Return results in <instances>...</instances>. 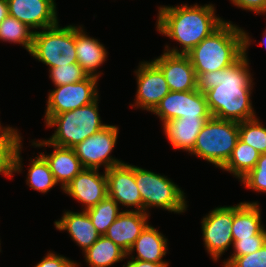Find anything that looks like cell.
<instances>
[{
  "label": "cell",
  "mask_w": 266,
  "mask_h": 267,
  "mask_svg": "<svg viewBox=\"0 0 266 267\" xmlns=\"http://www.w3.org/2000/svg\"><path fill=\"white\" fill-rule=\"evenodd\" d=\"M167 241L159 230L148 224L131 246L127 257L154 263H168L163 260L168 251ZM134 251L136 257L132 255Z\"/></svg>",
  "instance_id": "cell-22"
},
{
  "label": "cell",
  "mask_w": 266,
  "mask_h": 267,
  "mask_svg": "<svg viewBox=\"0 0 266 267\" xmlns=\"http://www.w3.org/2000/svg\"><path fill=\"white\" fill-rule=\"evenodd\" d=\"M97 169H83L67 187L63 193L71 196L79 203L84 204L83 210H87L108 196L107 177L100 174Z\"/></svg>",
  "instance_id": "cell-16"
},
{
  "label": "cell",
  "mask_w": 266,
  "mask_h": 267,
  "mask_svg": "<svg viewBox=\"0 0 266 267\" xmlns=\"http://www.w3.org/2000/svg\"><path fill=\"white\" fill-rule=\"evenodd\" d=\"M233 206L216 207L201 221L206 252L217 262L232 245Z\"/></svg>",
  "instance_id": "cell-11"
},
{
  "label": "cell",
  "mask_w": 266,
  "mask_h": 267,
  "mask_svg": "<svg viewBox=\"0 0 266 267\" xmlns=\"http://www.w3.org/2000/svg\"><path fill=\"white\" fill-rule=\"evenodd\" d=\"M87 77V73L78 63L60 65L49 69V78L55 87L80 82Z\"/></svg>",
  "instance_id": "cell-31"
},
{
  "label": "cell",
  "mask_w": 266,
  "mask_h": 267,
  "mask_svg": "<svg viewBox=\"0 0 266 267\" xmlns=\"http://www.w3.org/2000/svg\"><path fill=\"white\" fill-rule=\"evenodd\" d=\"M266 243V229L260 234L253 235L251 238L238 239L233 243V253L230 258H227L223 262L225 267L233 258L245 256L259 250Z\"/></svg>",
  "instance_id": "cell-33"
},
{
  "label": "cell",
  "mask_w": 266,
  "mask_h": 267,
  "mask_svg": "<svg viewBox=\"0 0 266 267\" xmlns=\"http://www.w3.org/2000/svg\"><path fill=\"white\" fill-rule=\"evenodd\" d=\"M84 253L89 267H110L128 258L127 253L107 237L100 236Z\"/></svg>",
  "instance_id": "cell-25"
},
{
  "label": "cell",
  "mask_w": 266,
  "mask_h": 267,
  "mask_svg": "<svg viewBox=\"0 0 266 267\" xmlns=\"http://www.w3.org/2000/svg\"><path fill=\"white\" fill-rule=\"evenodd\" d=\"M137 91L134 105L136 109L152 112L162 98L170 92L162 71L152 61L140 62L135 71Z\"/></svg>",
  "instance_id": "cell-12"
},
{
  "label": "cell",
  "mask_w": 266,
  "mask_h": 267,
  "mask_svg": "<svg viewBox=\"0 0 266 267\" xmlns=\"http://www.w3.org/2000/svg\"><path fill=\"white\" fill-rule=\"evenodd\" d=\"M225 267H266V243L251 254L233 258Z\"/></svg>",
  "instance_id": "cell-34"
},
{
  "label": "cell",
  "mask_w": 266,
  "mask_h": 267,
  "mask_svg": "<svg viewBox=\"0 0 266 267\" xmlns=\"http://www.w3.org/2000/svg\"><path fill=\"white\" fill-rule=\"evenodd\" d=\"M75 25L61 27L59 22L34 32L31 56L50 68L77 63Z\"/></svg>",
  "instance_id": "cell-7"
},
{
  "label": "cell",
  "mask_w": 266,
  "mask_h": 267,
  "mask_svg": "<svg viewBox=\"0 0 266 267\" xmlns=\"http://www.w3.org/2000/svg\"><path fill=\"white\" fill-rule=\"evenodd\" d=\"M152 62L162 71L170 91L197 89V76L187 54H172L164 51Z\"/></svg>",
  "instance_id": "cell-14"
},
{
  "label": "cell",
  "mask_w": 266,
  "mask_h": 267,
  "mask_svg": "<svg viewBox=\"0 0 266 267\" xmlns=\"http://www.w3.org/2000/svg\"><path fill=\"white\" fill-rule=\"evenodd\" d=\"M239 139L259 154L266 153V127L257 117L239 123Z\"/></svg>",
  "instance_id": "cell-30"
},
{
  "label": "cell",
  "mask_w": 266,
  "mask_h": 267,
  "mask_svg": "<svg viewBox=\"0 0 266 267\" xmlns=\"http://www.w3.org/2000/svg\"><path fill=\"white\" fill-rule=\"evenodd\" d=\"M239 181L245 188L266 193V153L260 154L256 166Z\"/></svg>",
  "instance_id": "cell-32"
},
{
  "label": "cell",
  "mask_w": 266,
  "mask_h": 267,
  "mask_svg": "<svg viewBox=\"0 0 266 267\" xmlns=\"http://www.w3.org/2000/svg\"><path fill=\"white\" fill-rule=\"evenodd\" d=\"M149 214L135 210H123L109 226L105 237L112 240L126 253L148 225Z\"/></svg>",
  "instance_id": "cell-18"
},
{
  "label": "cell",
  "mask_w": 266,
  "mask_h": 267,
  "mask_svg": "<svg viewBox=\"0 0 266 267\" xmlns=\"http://www.w3.org/2000/svg\"><path fill=\"white\" fill-rule=\"evenodd\" d=\"M251 42L244 31V55L237 62L197 77V89L205 94L212 117L238 123L256 117L251 100L254 84L247 58Z\"/></svg>",
  "instance_id": "cell-1"
},
{
  "label": "cell",
  "mask_w": 266,
  "mask_h": 267,
  "mask_svg": "<svg viewBox=\"0 0 266 267\" xmlns=\"http://www.w3.org/2000/svg\"><path fill=\"white\" fill-rule=\"evenodd\" d=\"M238 139V122L211 117L198 134L190 154L221 169L230 158Z\"/></svg>",
  "instance_id": "cell-5"
},
{
  "label": "cell",
  "mask_w": 266,
  "mask_h": 267,
  "mask_svg": "<svg viewBox=\"0 0 266 267\" xmlns=\"http://www.w3.org/2000/svg\"><path fill=\"white\" fill-rule=\"evenodd\" d=\"M34 32L28 25L10 15L0 23V40L20 44L29 53L33 45Z\"/></svg>",
  "instance_id": "cell-27"
},
{
  "label": "cell",
  "mask_w": 266,
  "mask_h": 267,
  "mask_svg": "<svg viewBox=\"0 0 266 267\" xmlns=\"http://www.w3.org/2000/svg\"><path fill=\"white\" fill-rule=\"evenodd\" d=\"M187 55L197 77L204 72L228 68L244 55V29L225 21Z\"/></svg>",
  "instance_id": "cell-3"
},
{
  "label": "cell",
  "mask_w": 266,
  "mask_h": 267,
  "mask_svg": "<svg viewBox=\"0 0 266 267\" xmlns=\"http://www.w3.org/2000/svg\"><path fill=\"white\" fill-rule=\"evenodd\" d=\"M10 126L3 127L0 123V138L10 129Z\"/></svg>",
  "instance_id": "cell-39"
},
{
  "label": "cell",
  "mask_w": 266,
  "mask_h": 267,
  "mask_svg": "<svg viewBox=\"0 0 266 267\" xmlns=\"http://www.w3.org/2000/svg\"><path fill=\"white\" fill-rule=\"evenodd\" d=\"M169 263H154L137 259H130L123 267H168Z\"/></svg>",
  "instance_id": "cell-37"
},
{
  "label": "cell",
  "mask_w": 266,
  "mask_h": 267,
  "mask_svg": "<svg viewBox=\"0 0 266 267\" xmlns=\"http://www.w3.org/2000/svg\"><path fill=\"white\" fill-rule=\"evenodd\" d=\"M135 181L142 199V212L150 207L184 213L187 201L184 191L167 176L134 165Z\"/></svg>",
  "instance_id": "cell-6"
},
{
  "label": "cell",
  "mask_w": 266,
  "mask_h": 267,
  "mask_svg": "<svg viewBox=\"0 0 266 267\" xmlns=\"http://www.w3.org/2000/svg\"><path fill=\"white\" fill-rule=\"evenodd\" d=\"M79 264L65 256L49 251L34 267H78Z\"/></svg>",
  "instance_id": "cell-35"
},
{
  "label": "cell",
  "mask_w": 266,
  "mask_h": 267,
  "mask_svg": "<svg viewBox=\"0 0 266 267\" xmlns=\"http://www.w3.org/2000/svg\"><path fill=\"white\" fill-rule=\"evenodd\" d=\"M9 15L7 0H0V23Z\"/></svg>",
  "instance_id": "cell-38"
},
{
  "label": "cell",
  "mask_w": 266,
  "mask_h": 267,
  "mask_svg": "<svg viewBox=\"0 0 266 267\" xmlns=\"http://www.w3.org/2000/svg\"><path fill=\"white\" fill-rule=\"evenodd\" d=\"M98 80L88 76L80 82L55 87L48 94L45 115H57L91 104L99 98Z\"/></svg>",
  "instance_id": "cell-10"
},
{
  "label": "cell",
  "mask_w": 266,
  "mask_h": 267,
  "mask_svg": "<svg viewBox=\"0 0 266 267\" xmlns=\"http://www.w3.org/2000/svg\"><path fill=\"white\" fill-rule=\"evenodd\" d=\"M210 118H178L162 123L163 131L174 149L191 153L196 138Z\"/></svg>",
  "instance_id": "cell-21"
},
{
  "label": "cell",
  "mask_w": 266,
  "mask_h": 267,
  "mask_svg": "<svg viewBox=\"0 0 266 267\" xmlns=\"http://www.w3.org/2000/svg\"><path fill=\"white\" fill-rule=\"evenodd\" d=\"M29 166L26 183L31 189L47 193L57 185L47 161L40 153L31 158Z\"/></svg>",
  "instance_id": "cell-28"
},
{
  "label": "cell",
  "mask_w": 266,
  "mask_h": 267,
  "mask_svg": "<svg viewBox=\"0 0 266 267\" xmlns=\"http://www.w3.org/2000/svg\"><path fill=\"white\" fill-rule=\"evenodd\" d=\"M118 134V126L107 125L96 134L73 147L83 167L85 169L99 170L100 166H104V171H106L112 166L122 164V160L113 158L110 155L116 146Z\"/></svg>",
  "instance_id": "cell-8"
},
{
  "label": "cell",
  "mask_w": 266,
  "mask_h": 267,
  "mask_svg": "<svg viewBox=\"0 0 266 267\" xmlns=\"http://www.w3.org/2000/svg\"><path fill=\"white\" fill-rule=\"evenodd\" d=\"M7 3L9 15L33 30L45 29L59 22L55 0H7Z\"/></svg>",
  "instance_id": "cell-15"
},
{
  "label": "cell",
  "mask_w": 266,
  "mask_h": 267,
  "mask_svg": "<svg viewBox=\"0 0 266 267\" xmlns=\"http://www.w3.org/2000/svg\"><path fill=\"white\" fill-rule=\"evenodd\" d=\"M117 202L112 198L106 197L97 205L85 210L97 232L103 236L109 226L117 219L122 211Z\"/></svg>",
  "instance_id": "cell-29"
},
{
  "label": "cell",
  "mask_w": 266,
  "mask_h": 267,
  "mask_svg": "<svg viewBox=\"0 0 266 267\" xmlns=\"http://www.w3.org/2000/svg\"><path fill=\"white\" fill-rule=\"evenodd\" d=\"M234 6L256 14H266V0H231Z\"/></svg>",
  "instance_id": "cell-36"
},
{
  "label": "cell",
  "mask_w": 266,
  "mask_h": 267,
  "mask_svg": "<svg viewBox=\"0 0 266 267\" xmlns=\"http://www.w3.org/2000/svg\"><path fill=\"white\" fill-rule=\"evenodd\" d=\"M108 197L124 207L142 212V199L135 181L134 165L123 162L105 171Z\"/></svg>",
  "instance_id": "cell-13"
},
{
  "label": "cell",
  "mask_w": 266,
  "mask_h": 267,
  "mask_svg": "<svg viewBox=\"0 0 266 267\" xmlns=\"http://www.w3.org/2000/svg\"><path fill=\"white\" fill-rule=\"evenodd\" d=\"M162 123L178 118H211L205 94L192 91H170L152 111Z\"/></svg>",
  "instance_id": "cell-9"
},
{
  "label": "cell",
  "mask_w": 266,
  "mask_h": 267,
  "mask_svg": "<svg viewBox=\"0 0 266 267\" xmlns=\"http://www.w3.org/2000/svg\"><path fill=\"white\" fill-rule=\"evenodd\" d=\"M54 225L59 231H67L83 252L101 236L85 210L81 212L65 211L61 219L54 222Z\"/></svg>",
  "instance_id": "cell-20"
},
{
  "label": "cell",
  "mask_w": 266,
  "mask_h": 267,
  "mask_svg": "<svg viewBox=\"0 0 266 267\" xmlns=\"http://www.w3.org/2000/svg\"><path fill=\"white\" fill-rule=\"evenodd\" d=\"M32 143L36 147H53L52 153L41 152L40 154L47 161L56 183L61 185L62 190L85 169L73 148L56 146L47 140L33 141Z\"/></svg>",
  "instance_id": "cell-17"
},
{
  "label": "cell",
  "mask_w": 266,
  "mask_h": 267,
  "mask_svg": "<svg viewBox=\"0 0 266 267\" xmlns=\"http://www.w3.org/2000/svg\"><path fill=\"white\" fill-rule=\"evenodd\" d=\"M259 156L256 149L238 139L230 158L221 169L240 180L256 166Z\"/></svg>",
  "instance_id": "cell-26"
},
{
  "label": "cell",
  "mask_w": 266,
  "mask_h": 267,
  "mask_svg": "<svg viewBox=\"0 0 266 267\" xmlns=\"http://www.w3.org/2000/svg\"><path fill=\"white\" fill-rule=\"evenodd\" d=\"M99 99L89 105L57 115H45L47 128L57 127L47 139L53 145L73 148L107 126L99 116Z\"/></svg>",
  "instance_id": "cell-4"
},
{
  "label": "cell",
  "mask_w": 266,
  "mask_h": 267,
  "mask_svg": "<svg viewBox=\"0 0 266 267\" xmlns=\"http://www.w3.org/2000/svg\"><path fill=\"white\" fill-rule=\"evenodd\" d=\"M83 27L75 26V52L77 53V63L83 68L88 76L99 79L103 74L97 72L99 67L107 59V50L98 39L86 34Z\"/></svg>",
  "instance_id": "cell-19"
},
{
  "label": "cell",
  "mask_w": 266,
  "mask_h": 267,
  "mask_svg": "<svg viewBox=\"0 0 266 267\" xmlns=\"http://www.w3.org/2000/svg\"><path fill=\"white\" fill-rule=\"evenodd\" d=\"M264 36H263V40H264V42H260L258 45H262L263 43L266 45V29H265V31H264ZM262 43V44H261Z\"/></svg>",
  "instance_id": "cell-40"
},
{
  "label": "cell",
  "mask_w": 266,
  "mask_h": 267,
  "mask_svg": "<svg viewBox=\"0 0 266 267\" xmlns=\"http://www.w3.org/2000/svg\"><path fill=\"white\" fill-rule=\"evenodd\" d=\"M261 210L257 201L240 202L233 206V241L251 238L265 229L261 221Z\"/></svg>",
  "instance_id": "cell-23"
},
{
  "label": "cell",
  "mask_w": 266,
  "mask_h": 267,
  "mask_svg": "<svg viewBox=\"0 0 266 267\" xmlns=\"http://www.w3.org/2000/svg\"><path fill=\"white\" fill-rule=\"evenodd\" d=\"M17 128H10L0 138V174L13 177L22 171V136Z\"/></svg>",
  "instance_id": "cell-24"
},
{
  "label": "cell",
  "mask_w": 266,
  "mask_h": 267,
  "mask_svg": "<svg viewBox=\"0 0 266 267\" xmlns=\"http://www.w3.org/2000/svg\"><path fill=\"white\" fill-rule=\"evenodd\" d=\"M158 9L156 30L180 44V50L166 45L164 51L172 54H187L225 22L223 18L216 16L212 4L163 5Z\"/></svg>",
  "instance_id": "cell-2"
}]
</instances>
